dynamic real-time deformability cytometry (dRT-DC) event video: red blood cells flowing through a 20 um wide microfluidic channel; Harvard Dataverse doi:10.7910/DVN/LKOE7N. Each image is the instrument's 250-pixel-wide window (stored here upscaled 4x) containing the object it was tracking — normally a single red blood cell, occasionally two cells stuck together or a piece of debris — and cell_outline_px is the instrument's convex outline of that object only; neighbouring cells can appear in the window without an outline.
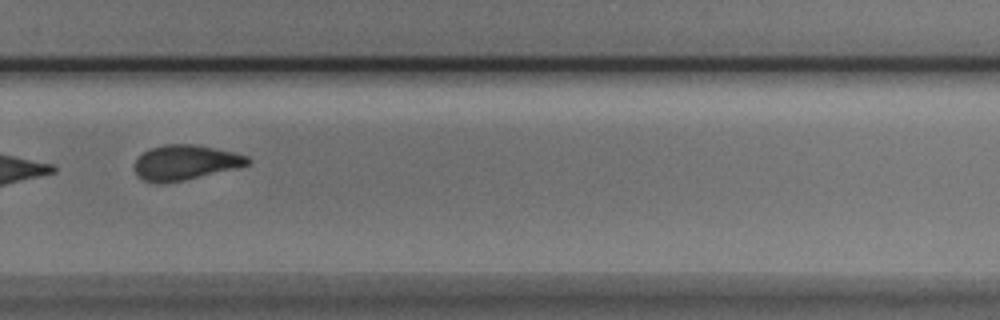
{"species": "Egyptian fruit bat (a non-hibernating species)", "species_latin": "Rousettus aegyptiacus", "temperature_condition": "cold", "stored_images_in_passage": 11, "camera_frame_rate_fps": 3000, "um_per_image_px": 0.085, "animal": {"sex": "male"}, "frame": {"image": 1, "passage_image": 7, "time_ms": 2.0, "image_size_px": [1000, 320], "cell_outline_px": [[252, 160], [248, 164], [236, 168], [184, 180], [164, 184], [156, 184], [144, 180], [136, 176], [136, 160], [144, 152], [152, 148], [164, 144], [192, 144], [216, 148], [248, 156]], "centroid_in_image_um": [15.74, 13.82], "position_along_channel_um": 314.1, "area_um2": 22.95}}
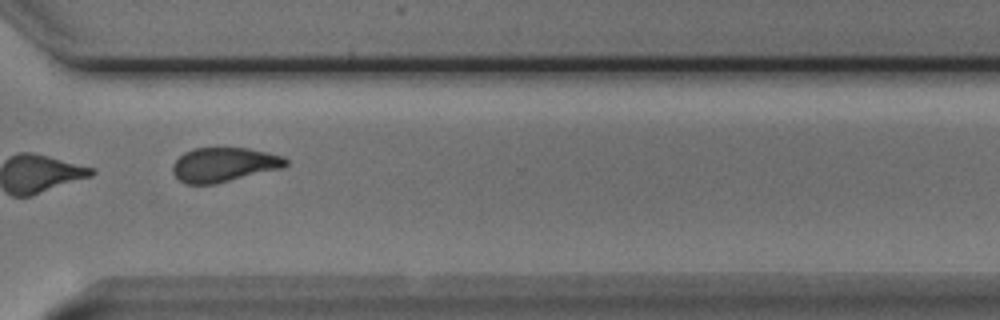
{"frame": {"image": 2, "passage_image": 8, "time_ms": 2.333, "image_size_px": [1000, 320], "cell_outline_px": [[288, 164], [284, 168], [216, 184], [184, 184], [172, 172], [172, 164], [184, 152], [192, 148], [216, 144], [248, 148], [268, 152], [284, 156], [288, 160]], "centroid_in_image_um": [19.05, 13.95], "position_along_channel_um": 351.6, "area_um2": 23.76}}